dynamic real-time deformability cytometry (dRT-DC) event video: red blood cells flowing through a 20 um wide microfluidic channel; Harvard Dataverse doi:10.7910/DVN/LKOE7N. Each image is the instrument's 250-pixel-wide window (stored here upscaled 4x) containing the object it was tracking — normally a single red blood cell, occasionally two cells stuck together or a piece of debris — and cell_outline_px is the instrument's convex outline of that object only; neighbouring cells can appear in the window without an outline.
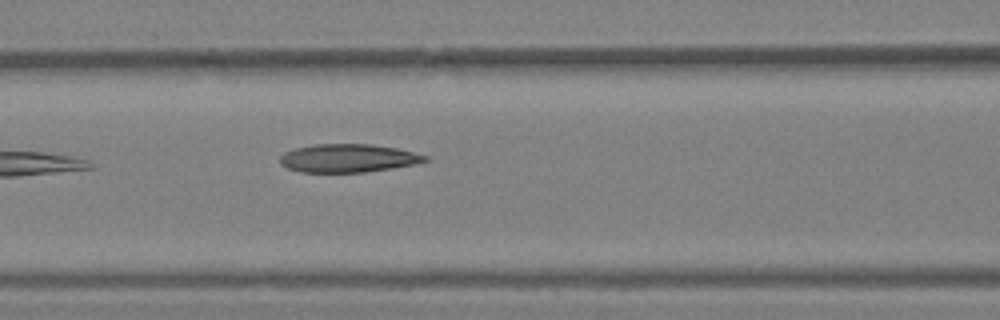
{"species": "Egyptian fruit bat (a non-hibernating species)", "species_latin": "Rousettus aegyptiacus", "temperature_condition": "warm", "stored_images_in_passage": 15, "camera_frame_rate_fps": 3000, "um_per_image_px": 0.085, "animal": {"sex": "female"}, "frame": {"image": 1, "passage_image": 3, "time_ms": 0.667, "image_size_px": [1000, 320], "cell_outline_px": [[428, 160], [416, 164], [392, 168], [364, 172], [300, 172], [288, 168], [280, 164], [280, 156], [284, 152], [296, 148], [312, 144], [368, 144], [396, 148], [428, 156]], "centroid_in_image_um": [29.56, 13.44], "position_along_channel_um": 137.0, "area_um2": 23.81}}
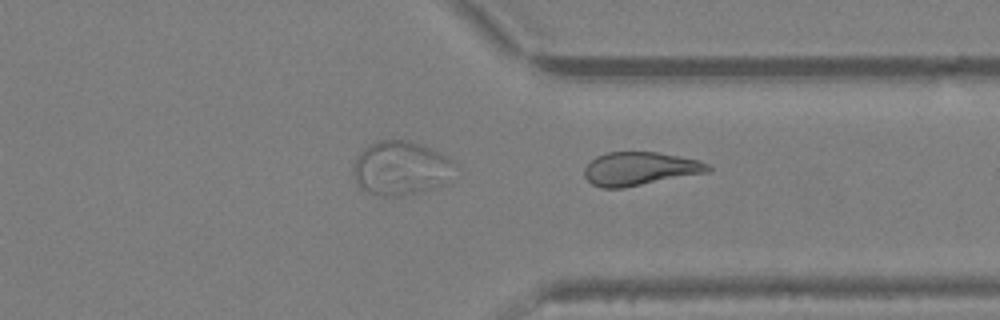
{"frame": {"image": 2, "passage_image": 15, "time_ms": 4.667, "image_size_px": [1000, 320], "cell_outline_px": [[712, 168], [708, 172], [624, 188], [600, 188], [592, 184], [584, 176], [584, 168], [596, 156], [608, 152], [656, 152], [700, 160], [708, 164]], "centroid_in_image_um": [54.38, 14.35], "position_along_channel_um": 357.0, "area_um2": 24.04}}